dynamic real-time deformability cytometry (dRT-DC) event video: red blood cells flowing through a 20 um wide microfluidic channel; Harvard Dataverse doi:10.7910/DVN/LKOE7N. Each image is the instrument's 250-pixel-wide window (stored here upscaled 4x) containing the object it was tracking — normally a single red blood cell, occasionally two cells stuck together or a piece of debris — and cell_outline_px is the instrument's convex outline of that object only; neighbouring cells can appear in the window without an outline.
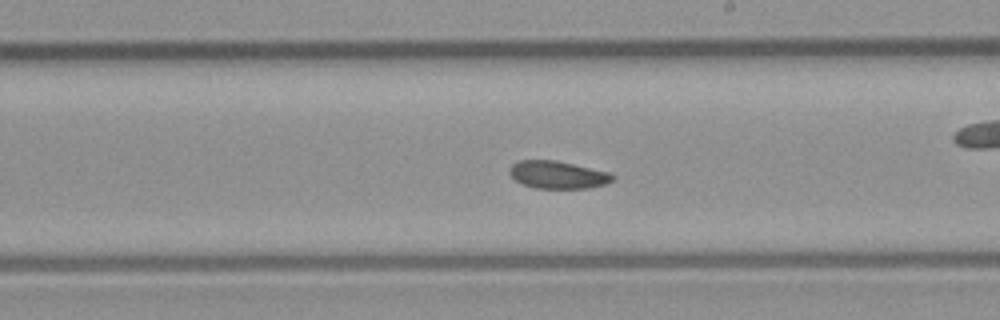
{"species": "common noctule bat (a hibernating species)", "species_latin": "Nyctalus noctula", "temperature_condition": "room temperature", "stored_images_in_passage": 50, "camera_frame_rate_fps": 3000, "um_per_image_px": 0.085, "animal": {"sex": "male", "body_mass_g": 23.1, "forearm_length_mm": 52.7}, "frame": {"image": 1, "passage_image": 29, "time_ms": 9.333, "image_size_px": [1000, 320], "cell_outline_px": [[616, 176], [612, 180], [604, 184], [588, 188], [536, 188], [524, 184], [516, 180], [508, 172], [508, 168], [512, 164], [520, 160], [556, 160], [608, 172]], "centroid_in_image_um": [47.38, 14.85], "position_along_channel_um": 241.6, "area_um2": 16.42}, "authors_computed_cell_mechanics": {"area_um2": 17.2533, "velocity_mm_per_s": 4.3119, "shape_relaxation_time_tau1_ms": null, "shape_relaxation_time_tau2_ms": 7.2534, "deformation_change_tau1": null, "deformation_change_tau2": 0.1065}}